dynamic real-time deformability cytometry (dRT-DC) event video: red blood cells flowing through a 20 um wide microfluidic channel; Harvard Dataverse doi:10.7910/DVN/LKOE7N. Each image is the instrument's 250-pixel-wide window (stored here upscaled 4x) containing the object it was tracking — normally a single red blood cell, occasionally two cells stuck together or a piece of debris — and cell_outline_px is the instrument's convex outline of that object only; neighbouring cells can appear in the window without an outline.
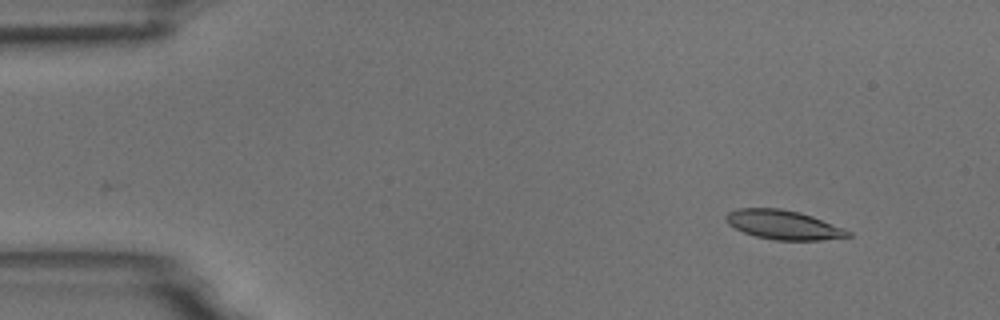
{"species": "common noctule bat (a hibernating species)", "species_latin": "Nyctalus noctula", "temperature_condition": "room temperature", "stored_images_in_passage": 3, "camera_frame_rate_fps": 3000, "um_per_image_px": 0.085, "animal": {"sex": "male", "body_mass_g": 18.8}, "frame": {"image": 1, "passage_image": 3, "time_ms": 2.333, "image_size_px": [1000, 320], "cell_outline_px": [[852, 236], [820, 240], [776, 240], [756, 236], [744, 232], [728, 224], [724, 220], [724, 216], [728, 212], [736, 208], [780, 208], [800, 212], [812, 216], [844, 228], [852, 232]], "centroid_in_image_um": [66.58, 19.1], "position_along_channel_um": 18.4, "area_um2": 20.81}}